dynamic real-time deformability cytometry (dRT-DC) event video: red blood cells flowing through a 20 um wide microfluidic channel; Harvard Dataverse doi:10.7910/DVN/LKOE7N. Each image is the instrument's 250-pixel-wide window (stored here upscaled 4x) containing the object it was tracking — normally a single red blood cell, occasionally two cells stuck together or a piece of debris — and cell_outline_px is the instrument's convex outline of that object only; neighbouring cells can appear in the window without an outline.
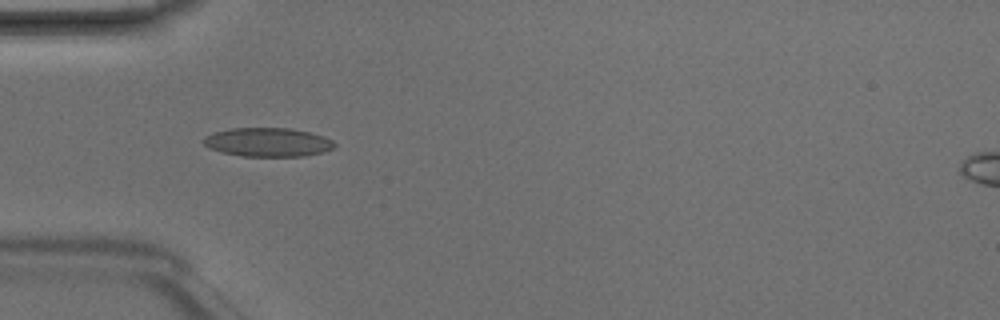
{"species": "Egyptian fruit bat (a non-hibernating species)", "species_latin": "Rousettus aegyptiacus", "temperature_condition": "room temperature", "stored_images_in_passage": 7, "camera_frame_rate_fps": 3000, "um_per_image_px": 0.085, "animal": {"sex": "male"}, "frame": {"image": 1, "passage_image": 4, "time_ms": 1.0, "image_size_px": [1000, 320], "cell_outline_px": [[336, 144], [332, 148], [324, 152], [304, 156], [240, 156], [208, 148], [200, 140], [204, 136], [216, 132], [232, 128], [288, 128], [308, 132], [324, 136], [332, 140]], "centroid_in_image_um": [22.75, 12.09], "position_along_channel_um": 62.3, "area_um2": 21.96}}